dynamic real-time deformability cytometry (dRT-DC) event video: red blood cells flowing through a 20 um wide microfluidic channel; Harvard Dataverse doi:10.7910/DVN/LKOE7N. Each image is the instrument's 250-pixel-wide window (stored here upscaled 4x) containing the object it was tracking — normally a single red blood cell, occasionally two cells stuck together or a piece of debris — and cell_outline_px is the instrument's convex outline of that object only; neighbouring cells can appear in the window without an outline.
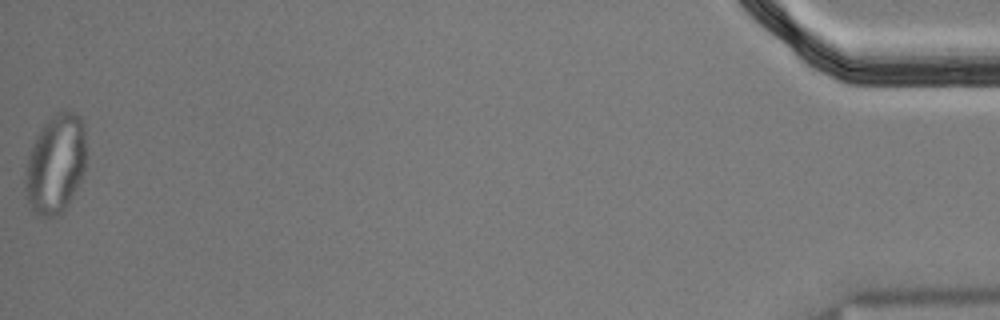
{"species": "Egyptian fruit bat (a non-hibernating species)", "species_latin": "Rousettus aegyptiacus", "temperature_condition": "cold", "stored_images_in_passage": 48, "segment_of_instrument_passage": [2, 2], "camera_frame_rate_fps": 3000, "um_per_image_px": 0.085, "animal": {"sex": "male"}, "frame": {"image": 1, "passage_image": 48, "time_ms": 15.667, "image_size_px": [1000, 320], "cell_outline_px": [[84, 168], [80, 180], [68, 204], [60, 216], [40, 216], [32, 212], [24, 196], [24, 180], [28, 156], [32, 144], [36, 136], [44, 124], [56, 112], [72, 112], [80, 116], [84, 124]], "centroid_in_image_um": [4.68, 13.99], "position_along_channel_um": 430.5, "area_um2": 35.2}}